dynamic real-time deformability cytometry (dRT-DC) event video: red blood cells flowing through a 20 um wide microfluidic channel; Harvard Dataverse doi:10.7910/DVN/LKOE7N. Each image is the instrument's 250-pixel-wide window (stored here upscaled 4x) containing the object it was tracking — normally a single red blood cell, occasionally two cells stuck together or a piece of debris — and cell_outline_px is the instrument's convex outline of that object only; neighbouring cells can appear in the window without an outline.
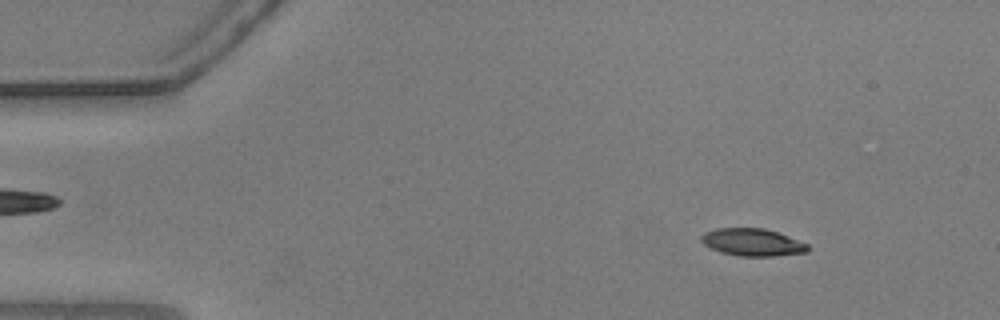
{"species": "common noctule bat (a hibernating species)", "species_latin": "Nyctalus noctula", "temperature_condition": "warm", "stored_images_in_passage": 50, "camera_frame_rate_fps": 3000, "um_per_image_px": 0.085, "animal": {"sex": "male", "body_mass_g": 20.5, "forearm_length_mm": 52.5}, "frame": {"image": 1, "passage_image": 7, "time_ms": 2.0, "image_size_px": [1000, 320], "cell_outline_px": [[812, 248], [808, 252], [772, 256], [740, 256], [720, 252], [704, 244], [700, 240], [700, 236], [704, 232], [716, 228], [764, 228], [776, 232], [808, 244]], "centroid_in_image_um": [63.95, 20.59], "position_along_channel_um": 21.0, "area_um2": 16.99}}
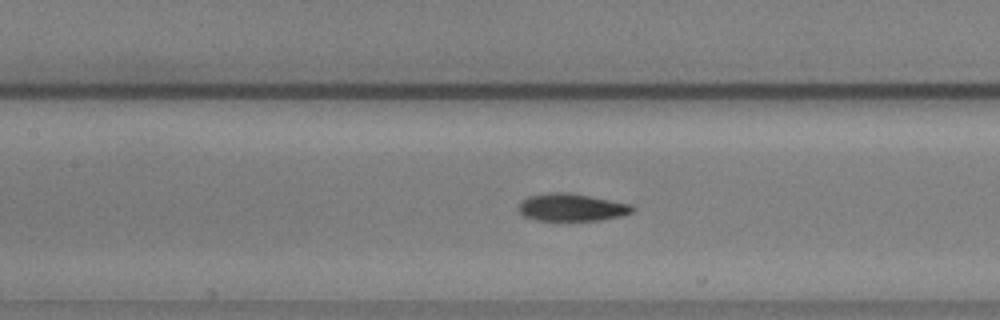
{"frame": {"image": 2, "passage_image": 25, "time_ms": 8.0, "image_size_px": [1000, 320], "cell_outline_px": [[636, 208], [632, 212], [620, 216], [600, 220], [536, 220], [524, 216], [520, 212], [520, 200], [528, 196], [548, 192], [568, 192], [632, 204]], "centroid_in_image_um": [48.59, 17.61], "position_along_channel_um": 158.8, "area_um2": 18.21}}
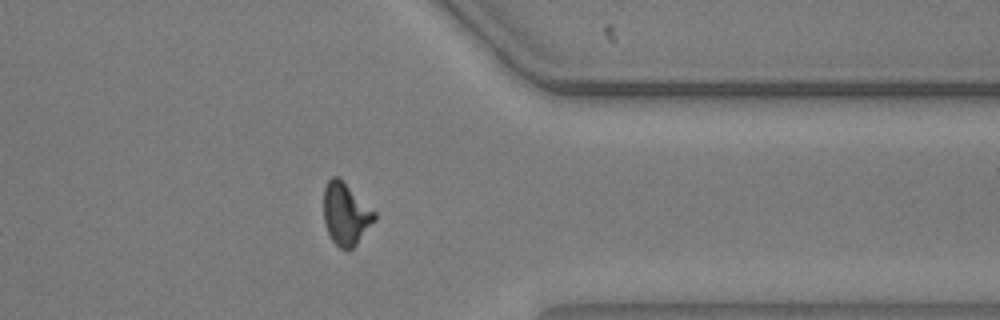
{"frame": {"image": 3, "passage_image": 44, "time_ms": 14.333, "image_size_px": [1000, 320], "cell_outline_px": [[376, 220], [356, 244], [348, 252], [340, 248], [332, 240], [324, 224], [324, 188], [328, 180], [332, 176], [340, 176], [376, 212]], "centroid_in_image_um": [29.4, 18.16], "position_along_channel_um": 382.0, "area_um2": 18.73}, "authors_computed_cell_mechanics": {"area_um2": 18.0914, "velocity_mm_per_s": 3.6757, "shape_relaxation_time_tau1_ms": 4.6689, "shape_relaxation_time_tau2_ms": 1.9178, "deformation_change_tau1": 0.1781, "deformation_change_tau2": 0.0837}}